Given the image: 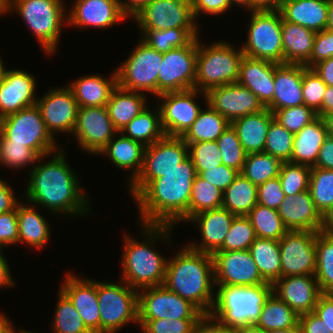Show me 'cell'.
I'll return each instance as SVG.
<instances>
[{"instance_id":"cell-55","label":"cell","mask_w":333,"mask_h":333,"mask_svg":"<svg viewBox=\"0 0 333 333\" xmlns=\"http://www.w3.org/2000/svg\"><path fill=\"white\" fill-rule=\"evenodd\" d=\"M188 156L191 158L197 175L207 168L222 164V156L217 141H204L187 144Z\"/></svg>"},{"instance_id":"cell-42","label":"cell","mask_w":333,"mask_h":333,"mask_svg":"<svg viewBox=\"0 0 333 333\" xmlns=\"http://www.w3.org/2000/svg\"><path fill=\"white\" fill-rule=\"evenodd\" d=\"M299 315L274 293L264 303L256 326L264 331L299 328Z\"/></svg>"},{"instance_id":"cell-35","label":"cell","mask_w":333,"mask_h":333,"mask_svg":"<svg viewBox=\"0 0 333 333\" xmlns=\"http://www.w3.org/2000/svg\"><path fill=\"white\" fill-rule=\"evenodd\" d=\"M316 32L282 19L284 64L305 65L313 49Z\"/></svg>"},{"instance_id":"cell-53","label":"cell","mask_w":333,"mask_h":333,"mask_svg":"<svg viewBox=\"0 0 333 333\" xmlns=\"http://www.w3.org/2000/svg\"><path fill=\"white\" fill-rule=\"evenodd\" d=\"M254 228L247 216H236L217 251L247 250L256 239Z\"/></svg>"},{"instance_id":"cell-40","label":"cell","mask_w":333,"mask_h":333,"mask_svg":"<svg viewBox=\"0 0 333 333\" xmlns=\"http://www.w3.org/2000/svg\"><path fill=\"white\" fill-rule=\"evenodd\" d=\"M205 110L201 109L197 119L182 136L186 144L217 141L219 136L231 124L224 116H221L208 103Z\"/></svg>"},{"instance_id":"cell-64","label":"cell","mask_w":333,"mask_h":333,"mask_svg":"<svg viewBox=\"0 0 333 333\" xmlns=\"http://www.w3.org/2000/svg\"><path fill=\"white\" fill-rule=\"evenodd\" d=\"M193 333H234V329L222 324L210 314H204L196 323Z\"/></svg>"},{"instance_id":"cell-77","label":"cell","mask_w":333,"mask_h":333,"mask_svg":"<svg viewBox=\"0 0 333 333\" xmlns=\"http://www.w3.org/2000/svg\"><path fill=\"white\" fill-rule=\"evenodd\" d=\"M321 118L325 124L328 136L333 137V111L324 114Z\"/></svg>"},{"instance_id":"cell-10","label":"cell","mask_w":333,"mask_h":333,"mask_svg":"<svg viewBox=\"0 0 333 333\" xmlns=\"http://www.w3.org/2000/svg\"><path fill=\"white\" fill-rule=\"evenodd\" d=\"M0 132L12 143L25 144L40 157L49 156L58 149L37 105L0 119Z\"/></svg>"},{"instance_id":"cell-57","label":"cell","mask_w":333,"mask_h":333,"mask_svg":"<svg viewBox=\"0 0 333 333\" xmlns=\"http://www.w3.org/2000/svg\"><path fill=\"white\" fill-rule=\"evenodd\" d=\"M327 85L321 80L313 68L306 67L302 73V96L304 105L316 114L320 112Z\"/></svg>"},{"instance_id":"cell-24","label":"cell","mask_w":333,"mask_h":333,"mask_svg":"<svg viewBox=\"0 0 333 333\" xmlns=\"http://www.w3.org/2000/svg\"><path fill=\"white\" fill-rule=\"evenodd\" d=\"M69 12L67 23L81 29H105L128 18L123 13L119 0H76Z\"/></svg>"},{"instance_id":"cell-19","label":"cell","mask_w":333,"mask_h":333,"mask_svg":"<svg viewBox=\"0 0 333 333\" xmlns=\"http://www.w3.org/2000/svg\"><path fill=\"white\" fill-rule=\"evenodd\" d=\"M117 133L107 106L79 107L72 134L83 150L89 154H99Z\"/></svg>"},{"instance_id":"cell-22","label":"cell","mask_w":333,"mask_h":333,"mask_svg":"<svg viewBox=\"0 0 333 333\" xmlns=\"http://www.w3.org/2000/svg\"><path fill=\"white\" fill-rule=\"evenodd\" d=\"M272 293L298 315L314 312L322 291L314 275L281 277L272 284Z\"/></svg>"},{"instance_id":"cell-16","label":"cell","mask_w":333,"mask_h":333,"mask_svg":"<svg viewBox=\"0 0 333 333\" xmlns=\"http://www.w3.org/2000/svg\"><path fill=\"white\" fill-rule=\"evenodd\" d=\"M133 18L140 29L198 28L191 0H151Z\"/></svg>"},{"instance_id":"cell-43","label":"cell","mask_w":333,"mask_h":333,"mask_svg":"<svg viewBox=\"0 0 333 333\" xmlns=\"http://www.w3.org/2000/svg\"><path fill=\"white\" fill-rule=\"evenodd\" d=\"M142 41L150 48L160 53H166L174 48L187 46L198 37V28H170L166 30L140 29Z\"/></svg>"},{"instance_id":"cell-2","label":"cell","mask_w":333,"mask_h":333,"mask_svg":"<svg viewBox=\"0 0 333 333\" xmlns=\"http://www.w3.org/2000/svg\"><path fill=\"white\" fill-rule=\"evenodd\" d=\"M62 150L55 151L54 158L49 162L33 165L25 191L26 200L32 206L47 208L51 213L83 216L89 213V199L79 186V178L67 164Z\"/></svg>"},{"instance_id":"cell-26","label":"cell","mask_w":333,"mask_h":333,"mask_svg":"<svg viewBox=\"0 0 333 333\" xmlns=\"http://www.w3.org/2000/svg\"><path fill=\"white\" fill-rule=\"evenodd\" d=\"M236 215L220 207L207 210L189 218L199 227L201 243H191L187 246L195 251L213 254L222 245Z\"/></svg>"},{"instance_id":"cell-65","label":"cell","mask_w":333,"mask_h":333,"mask_svg":"<svg viewBox=\"0 0 333 333\" xmlns=\"http://www.w3.org/2000/svg\"><path fill=\"white\" fill-rule=\"evenodd\" d=\"M301 333H331L321 318L314 312L299 315Z\"/></svg>"},{"instance_id":"cell-36","label":"cell","mask_w":333,"mask_h":333,"mask_svg":"<svg viewBox=\"0 0 333 333\" xmlns=\"http://www.w3.org/2000/svg\"><path fill=\"white\" fill-rule=\"evenodd\" d=\"M145 96L144 93L126 90L118 85L113 89L106 106L118 132L147 107Z\"/></svg>"},{"instance_id":"cell-62","label":"cell","mask_w":333,"mask_h":333,"mask_svg":"<svg viewBox=\"0 0 333 333\" xmlns=\"http://www.w3.org/2000/svg\"><path fill=\"white\" fill-rule=\"evenodd\" d=\"M18 243L17 207L0 214V245H15Z\"/></svg>"},{"instance_id":"cell-68","label":"cell","mask_w":333,"mask_h":333,"mask_svg":"<svg viewBox=\"0 0 333 333\" xmlns=\"http://www.w3.org/2000/svg\"><path fill=\"white\" fill-rule=\"evenodd\" d=\"M8 183L0 179V214L14 210L20 203L14 193L12 187Z\"/></svg>"},{"instance_id":"cell-1","label":"cell","mask_w":333,"mask_h":333,"mask_svg":"<svg viewBox=\"0 0 333 333\" xmlns=\"http://www.w3.org/2000/svg\"><path fill=\"white\" fill-rule=\"evenodd\" d=\"M196 168L188 156L176 168L152 179L135 197L140 225H169L189 219V200Z\"/></svg>"},{"instance_id":"cell-15","label":"cell","mask_w":333,"mask_h":333,"mask_svg":"<svg viewBox=\"0 0 333 333\" xmlns=\"http://www.w3.org/2000/svg\"><path fill=\"white\" fill-rule=\"evenodd\" d=\"M316 233L307 230H288L279 240L281 277L315 275Z\"/></svg>"},{"instance_id":"cell-61","label":"cell","mask_w":333,"mask_h":333,"mask_svg":"<svg viewBox=\"0 0 333 333\" xmlns=\"http://www.w3.org/2000/svg\"><path fill=\"white\" fill-rule=\"evenodd\" d=\"M198 175L223 192L232 184L239 172L221 164L215 168H207V170L200 172Z\"/></svg>"},{"instance_id":"cell-51","label":"cell","mask_w":333,"mask_h":333,"mask_svg":"<svg viewBox=\"0 0 333 333\" xmlns=\"http://www.w3.org/2000/svg\"><path fill=\"white\" fill-rule=\"evenodd\" d=\"M46 156L40 157L25 144L12 143L0 132V163L9 169L24 168L36 164Z\"/></svg>"},{"instance_id":"cell-69","label":"cell","mask_w":333,"mask_h":333,"mask_svg":"<svg viewBox=\"0 0 333 333\" xmlns=\"http://www.w3.org/2000/svg\"><path fill=\"white\" fill-rule=\"evenodd\" d=\"M312 68L327 86H333V57L318 62Z\"/></svg>"},{"instance_id":"cell-59","label":"cell","mask_w":333,"mask_h":333,"mask_svg":"<svg viewBox=\"0 0 333 333\" xmlns=\"http://www.w3.org/2000/svg\"><path fill=\"white\" fill-rule=\"evenodd\" d=\"M284 198L285 194L282 190L279 177L267 180L258 186L257 204L277 210L284 201Z\"/></svg>"},{"instance_id":"cell-76","label":"cell","mask_w":333,"mask_h":333,"mask_svg":"<svg viewBox=\"0 0 333 333\" xmlns=\"http://www.w3.org/2000/svg\"><path fill=\"white\" fill-rule=\"evenodd\" d=\"M234 333H267L255 324L234 328Z\"/></svg>"},{"instance_id":"cell-23","label":"cell","mask_w":333,"mask_h":333,"mask_svg":"<svg viewBox=\"0 0 333 333\" xmlns=\"http://www.w3.org/2000/svg\"><path fill=\"white\" fill-rule=\"evenodd\" d=\"M60 290L70 299L86 327L92 333H100L97 280L81 279L70 272Z\"/></svg>"},{"instance_id":"cell-48","label":"cell","mask_w":333,"mask_h":333,"mask_svg":"<svg viewBox=\"0 0 333 333\" xmlns=\"http://www.w3.org/2000/svg\"><path fill=\"white\" fill-rule=\"evenodd\" d=\"M322 293L333 286V236L316 233L315 275Z\"/></svg>"},{"instance_id":"cell-29","label":"cell","mask_w":333,"mask_h":333,"mask_svg":"<svg viewBox=\"0 0 333 333\" xmlns=\"http://www.w3.org/2000/svg\"><path fill=\"white\" fill-rule=\"evenodd\" d=\"M305 68L301 64H280L275 69L273 101L267 107L272 113L304 104L302 73Z\"/></svg>"},{"instance_id":"cell-3","label":"cell","mask_w":333,"mask_h":333,"mask_svg":"<svg viewBox=\"0 0 333 333\" xmlns=\"http://www.w3.org/2000/svg\"><path fill=\"white\" fill-rule=\"evenodd\" d=\"M163 285L191 302L203 314H210L215 301L212 254L184 247L167 261Z\"/></svg>"},{"instance_id":"cell-14","label":"cell","mask_w":333,"mask_h":333,"mask_svg":"<svg viewBox=\"0 0 333 333\" xmlns=\"http://www.w3.org/2000/svg\"><path fill=\"white\" fill-rule=\"evenodd\" d=\"M197 38L187 46L163 53L158 74V96L166 92L194 89Z\"/></svg>"},{"instance_id":"cell-27","label":"cell","mask_w":333,"mask_h":333,"mask_svg":"<svg viewBox=\"0 0 333 333\" xmlns=\"http://www.w3.org/2000/svg\"><path fill=\"white\" fill-rule=\"evenodd\" d=\"M277 211L288 230L319 232L321 229L322 214L316 208L309 190L285 196Z\"/></svg>"},{"instance_id":"cell-34","label":"cell","mask_w":333,"mask_h":333,"mask_svg":"<svg viewBox=\"0 0 333 333\" xmlns=\"http://www.w3.org/2000/svg\"><path fill=\"white\" fill-rule=\"evenodd\" d=\"M119 135L116 140V137H113L99 154L108 155L116 167L131 169L129 184H132L142 171L145 146L120 132Z\"/></svg>"},{"instance_id":"cell-20","label":"cell","mask_w":333,"mask_h":333,"mask_svg":"<svg viewBox=\"0 0 333 333\" xmlns=\"http://www.w3.org/2000/svg\"><path fill=\"white\" fill-rule=\"evenodd\" d=\"M47 91L41 99H37L36 105L48 132L53 138L57 132L69 133L71 136L79 109L73 92L68 85Z\"/></svg>"},{"instance_id":"cell-41","label":"cell","mask_w":333,"mask_h":333,"mask_svg":"<svg viewBox=\"0 0 333 333\" xmlns=\"http://www.w3.org/2000/svg\"><path fill=\"white\" fill-rule=\"evenodd\" d=\"M258 186L242 174L223 191L222 207L236 216H247L257 204Z\"/></svg>"},{"instance_id":"cell-12","label":"cell","mask_w":333,"mask_h":333,"mask_svg":"<svg viewBox=\"0 0 333 333\" xmlns=\"http://www.w3.org/2000/svg\"><path fill=\"white\" fill-rule=\"evenodd\" d=\"M188 157V145L182 137L165 135L160 140L145 147L144 164L140 175L129 185L135 197L152 179L179 166Z\"/></svg>"},{"instance_id":"cell-47","label":"cell","mask_w":333,"mask_h":333,"mask_svg":"<svg viewBox=\"0 0 333 333\" xmlns=\"http://www.w3.org/2000/svg\"><path fill=\"white\" fill-rule=\"evenodd\" d=\"M58 293L52 331L54 333H92L84 324L70 299L61 290Z\"/></svg>"},{"instance_id":"cell-72","label":"cell","mask_w":333,"mask_h":333,"mask_svg":"<svg viewBox=\"0 0 333 333\" xmlns=\"http://www.w3.org/2000/svg\"><path fill=\"white\" fill-rule=\"evenodd\" d=\"M285 0H252V10H279Z\"/></svg>"},{"instance_id":"cell-39","label":"cell","mask_w":333,"mask_h":333,"mask_svg":"<svg viewBox=\"0 0 333 333\" xmlns=\"http://www.w3.org/2000/svg\"><path fill=\"white\" fill-rule=\"evenodd\" d=\"M249 251L262 278L270 284L281 278L279 241L257 237Z\"/></svg>"},{"instance_id":"cell-45","label":"cell","mask_w":333,"mask_h":333,"mask_svg":"<svg viewBox=\"0 0 333 333\" xmlns=\"http://www.w3.org/2000/svg\"><path fill=\"white\" fill-rule=\"evenodd\" d=\"M247 217L251 221L256 237L279 241L288 231L276 209L256 204Z\"/></svg>"},{"instance_id":"cell-78","label":"cell","mask_w":333,"mask_h":333,"mask_svg":"<svg viewBox=\"0 0 333 333\" xmlns=\"http://www.w3.org/2000/svg\"><path fill=\"white\" fill-rule=\"evenodd\" d=\"M325 29L333 32V0H328L327 24Z\"/></svg>"},{"instance_id":"cell-17","label":"cell","mask_w":333,"mask_h":333,"mask_svg":"<svg viewBox=\"0 0 333 333\" xmlns=\"http://www.w3.org/2000/svg\"><path fill=\"white\" fill-rule=\"evenodd\" d=\"M212 257L215 285L256 286L267 283L249 249L215 251Z\"/></svg>"},{"instance_id":"cell-25","label":"cell","mask_w":333,"mask_h":333,"mask_svg":"<svg viewBox=\"0 0 333 333\" xmlns=\"http://www.w3.org/2000/svg\"><path fill=\"white\" fill-rule=\"evenodd\" d=\"M36 78L20 69L7 70L0 85V119L36 105Z\"/></svg>"},{"instance_id":"cell-8","label":"cell","mask_w":333,"mask_h":333,"mask_svg":"<svg viewBox=\"0 0 333 333\" xmlns=\"http://www.w3.org/2000/svg\"><path fill=\"white\" fill-rule=\"evenodd\" d=\"M247 41L241 46L244 56L284 64L282 16L279 10H250Z\"/></svg>"},{"instance_id":"cell-66","label":"cell","mask_w":333,"mask_h":333,"mask_svg":"<svg viewBox=\"0 0 333 333\" xmlns=\"http://www.w3.org/2000/svg\"><path fill=\"white\" fill-rule=\"evenodd\" d=\"M311 168L333 170V137H326L320 148L316 163Z\"/></svg>"},{"instance_id":"cell-70","label":"cell","mask_w":333,"mask_h":333,"mask_svg":"<svg viewBox=\"0 0 333 333\" xmlns=\"http://www.w3.org/2000/svg\"><path fill=\"white\" fill-rule=\"evenodd\" d=\"M151 0H119L120 7L127 17H134Z\"/></svg>"},{"instance_id":"cell-30","label":"cell","mask_w":333,"mask_h":333,"mask_svg":"<svg viewBox=\"0 0 333 333\" xmlns=\"http://www.w3.org/2000/svg\"><path fill=\"white\" fill-rule=\"evenodd\" d=\"M328 0H285L279 12L282 19L314 32L325 30Z\"/></svg>"},{"instance_id":"cell-54","label":"cell","mask_w":333,"mask_h":333,"mask_svg":"<svg viewBox=\"0 0 333 333\" xmlns=\"http://www.w3.org/2000/svg\"><path fill=\"white\" fill-rule=\"evenodd\" d=\"M311 167L283 162L279 179L285 196H294L309 189Z\"/></svg>"},{"instance_id":"cell-6","label":"cell","mask_w":333,"mask_h":333,"mask_svg":"<svg viewBox=\"0 0 333 333\" xmlns=\"http://www.w3.org/2000/svg\"><path fill=\"white\" fill-rule=\"evenodd\" d=\"M243 56L241 48L237 50L226 41L203 46L197 37L194 89L206 93L213 87L237 83Z\"/></svg>"},{"instance_id":"cell-50","label":"cell","mask_w":333,"mask_h":333,"mask_svg":"<svg viewBox=\"0 0 333 333\" xmlns=\"http://www.w3.org/2000/svg\"><path fill=\"white\" fill-rule=\"evenodd\" d=\"M293 141L294 134L273 119L266 135L264 152L279 158L282 162H291Z\"/></svg>"},{"instance_id":"cell-28","label":"cell","mask_w":333,"mask_h":333,"mask_svg":"<svg viewBox=\"0 0 333 333\" xmlns=\"http://www.w3.org/2000/svg\"><path fill=\"white\" fill-rule=\"evenodd\" d=\"M280 64L243 56L237 83L248 88L267 108L273 101L274 74Z\"/></svg>"},{"instance_id":"cell-80","label":"cell","mask_w":333,"mask_h":333,"mask_svg":"<svg viewBox=\"0 0 333 333\" xmlns=\"http://www.w3.org/2000/svg\"><path fill=\"white\" fill-rule=\"evenodd\" d=\"M267 333H301L299 328L277 329L267 331Z\"/></svg>"},{"instance_id":"cell-56","label":"cell","mask_w":333,"mask_h":333,"mask_svg":"<svg viewBox=\"0 0 333 333\" xmlns=\"http://www.w3.org/2000/svg\"><path fill=\"white\" fill-rule=\"evenodd\" d=\"M273 114L274 119L293 134L317 118L316 112L304 104L276 110Z\"/></svg>"},{"instance_id":"cell-49","label":"cell","mask_w":333,"mask_h":333,"mask_svg":"<svg viewBox=\"0 0 333 333\" xmlns=\"http://www.w3.org/2000/svg\"><path fill=\"white\" fill-rule=\"evenodd\" d=\"M308 190L316 208L323 215L333 206V170L312 168Z\"/></svg>"},{"instance_id":"cell-46","label":"cell","mask_w":333,"mask_h":333,"mask_svg":"<svg viewBox=\"0 0 333 333\" xmlns=\"http://www.w3.org/2000/svg\"><path fill=\"white\" fill-rule=\"evenodd\" d=\"M222 204L223 192L197 175L191 189L189 218L207 210L220 208Z\"/></svg>"},{"instance_id":"cell-13","label":"cell","mask_w":333,"mask_h":333,"mask_svg":"<svg viewBox=\"0 0 333 333\" xmlns=\"http://www.w3.org/2000/svg\"><path fill=\"white\" fill-rule=\"evenodd\" d=\"M140 290H138V320L200 319L204 315L195 305L171 292L164 285Z\"/></svg>"},{"instance_id":"cell-4","label":"cell","mask_w":333,"mask_h":333,"mask_svg":"<svg viewBox=\"0 0 333 333\" xmlns=\"http://www.w3.org/2000/svg\"><path fill=\"white\" fill-rule=\"evenodd\" d=\"M142 228L143 235L149 238L144 242L140 243L130 235L124 234V253L121 261L122 281L136 290L163 285L168 260L158 254L152 244L160 236L170 241V232L173 230V226L169 225L143 224Z\"/></svg>"},{"instance_id":"cell-33","label":"cell","mask_w":333,"mask_h":333,"mask_svg":"<svg viewBox=\"0 0 333 333\" xmlns=\"http://www.w3.org/2000/svg\"><path fill=\"white\" fill-rule=\"evenodd\" d=\"M327 136V130L321 117H317L304 126L294 134L291 163L313 167Z\"/></svg>"},{"instance_id":"cell-18","label":"cell","mask_w":333,"mask_h":333,"mask_svg":"<svg viewBox=\"0 0 333 333\" xmlns=\"http://www.w3.org/2000/svg\"><path fill=\"white\" fill-rule=\"evenodd\" d=\"M200 93L206 94L197 89H189L157 96L163 99L159 109L165 135L182 137L192 126L201 111V107L195 102L196 96Z\"/></svg>"},{"instance_id":"cell-75","label":"cell","mask_w":333,"mask_h":333,"mask_svg":"<svg viewBox=\"0 0 333 333\" xmlns=\"http://www.w3.org/2000/svg\"><path fill=\"white\" fill-rule=\"evenodd\" d=\"M0 333H15V330L13 326H11L9 319L2 312L0 313Z\"/></svg>"},{"instance_id":"cell-63","label":"cell","mask_w":333,"mask_h":333,"mask_svg":"<svg viewBox=\"0 0 333 333\" xmlns=\"http://www.w3.org/2000/svg\"><path fill=\"white\" fill-rule=\"evenodd\" d=\"M192 11L195 17L201 13L220 15L231 8L230 0H191Z\"/></svg>"},{"instance_id":"cell-52","label":"cell","mask_w":333,"mask_h":333,"mask_svg":"<svg viewBox=\"0 0 333 333\" xmlns=\"http://www.w3.org/2000/svg\"><path fill=\"white\" fill-rule=\"evenodd\" d=\"M217 144L222 156V164L237 170L243 169L247 153L238 139L236 130L230 124L217 139Z\"/></svg>"},{"instance_id":"cell-67","label":"cell","mask_w":333,"mask_h":333,"mask_svg":"<svg viewBox=\"0 0 333 333\" xmlns=\"http://www.w3.org/2000/svg\"><path fill=\"white\" fill-rule=\"evenodd\" d=\"M314 313L321 318L326 327L333 333V303L323 294L318 299Z\"/></svg>"},{"instance_id":"cell-31","label":"cell","mask_w":333,"mask_h":333,"mask_svg":"<svg viewBox=\"0 0 333 333\" xmlns=\"http://www.w3.org/2000/svg\"><path fill=\"white\" fill-rule=\"evenodd\" d=\"M273 119L274 114L265 108L259 113L242 116L231 123L247 154L264 152L266 135Z\"/></svg>"},{"instance_id":"cell-79","label":"cell","mask_w":333,"mask_h":333,"mask_svg":"<svg viewBox=\"0 0 333 333\" xmlns=\"http://www.w3.org/2000/svg\"><path fill=\"white\" fill-rule=\"evenodd\" d=\"M231 4H238L248 9L249 11L252 10V0H230Z\"/></svg>"},{"instance_id":"cell-9","label":"cell","mask_w":333,"mask_h":333,"mask_svg":"<svg viewBox=\"0 0 333 333\" xmlns=\"http://www.w3.org/2000/svg\"><path fill=\"white\" fill-rule=\"evenodd\" d=\"M124 284L97 281L100 333H116L124 325H138V290Z\"/></svg>"},{"instance_id":"cell-21","label":"cell","mask_w":333,"mask_h":333,"mask_svg":"<svg viewBox=\"0 0 333 333\" xmlns=\"http://www.w3.org/2000/svg\"><path fill=\"white\" fill-rule=\"evenodd\" d=\"M203 96L206 103L230 123L242 116L259 113L265 109L258 97L239 83L213 87Z\"/></svg>"},{"instance_id":"cell-73","label":"cell","mask_w":333,"mask_h":333,"mask_svg":"<svg viewBox=\"0 0 333 333\" xmlns=\"http://www.w3.org/2000/svg\"><path fill=\"white\" fill-rule=\"evenodd\" d=\"M323 95L320 112L317 117H322L324 114L333 111V86H327Z\"/></svg>"},{"instance_id":"cell-7","label":"cell","mask_w":333,"mask_h":333,"mask_svg":"<svg viewBox=\"0 0 333 333\" xmlns=\"http://www.w3.org/2000/svg\"><path fill=\"white\" fill-rule=\"evenodd\" d=\"M13 10L21 15L46 54L57 50L62 25L67 22L63 0H7L6 13Z\"/></svg>"},{"instance_id":"cell-44","label":"cell","mask_w":333,"mask_h":333,"mask_svg":"<svg viewBox=\"0 0 333 333\" xmlns=\"http://www.w3.org/2000/svg\"><path fill=\"white\" fill-rule=\"evenodd\" d=\"M282 161L265 152L249 153L240 172L251 183L259 186L279 176Z\"/></svg>"},{"instance_id":"cell-74","label":"cell","mask_w":333,"mask_h":333,"mask_svg":"<svg viewBox=\"0 0 333 333\" xmlns=\"http://www.w3.org/2000/svg\"><path fill=\"white\" fill-rule=\"evenodd\" d=\"M320 231L326 235L333 236V206L322 215Z\"/></svg>"},{"instance_id":"cell-71","label":"cell","mask_w":333,"mask_h":333,"mask_svg":"<svg viewBox=\"0 0 333 333\" xmlns=\"http://www.w3.org/2000/svg\"><path fill=\"white\" fill-rule=\"evenodd\" d=\"M9 268L10 266L8 265V262L2 255L0 257V287H11V285L14 286L16 284L11 277V272Z\"/></svg>"},{"instance_id":"cell-38","label":"cell","mask_w":333,"mask_h":333,"mask_svg":"<svg viewBox=\"0 0 333 333\" xmlns=\"http://www.w3.org/2000/svg\"><path fill=\"white\" fill-rule=\"evenodd\" d=\"M125 132V133H124ZM126 137L150 146L165 136L159 106L154 111L145 107L134 119H132L120 131ZM126 133H128L126 135Z\"/></svg>"},{"instance_id":"cell-37","label":"cell","mask_w":333,"mask_h":333,"mask_svg":"<svg viewBox=\"0 0 333 333\" xmlns=\"http://www.w3.org/2000/svg\"><path fill=\"white\" fill-rule=\"evenodd\" d=\"M35 210L25 203L17 205L18 242L42 249L50 239V227L46 219Z\"/></svg>"},{"instance_id":"cell-58","label":"cell","mask_w":333,"mask_h":333,"mask_svg":"<svg viewBox=\"0 0 333 333\" xmlns=\"http://www.w3.org/2000/svg\"><path fill=\"white\" fill-rule=\"evenodd\" d=\"M199 319L138 320L144 333H193Z\"/></svg>"},{"instance_id":"cell-11","label":"cell","mask_w":333,"mask_h":333,"mask_svg":"<svg viewBox=\"0 0 333 333\" xmlns=\"http://www.w3.org/2000/svg\"><path fill=\"white\" fill-rule=\"evenodd\" d=\"M163 53L150 48L142 40L129 57L118 67L117 85L134 92H150L158 96V74Z\"/></svg>"},{"instance_id":"cell-32","label":"cell","mask_w":333,"mask_h":333,"mask_svg":"<svg viewBox=\"0 0 333 333\" xmlns=\"http://www.w3.org/2000/svg\"><path fill=\"white\" fill-rule=\"evenodd\" d=\"M111 77L105 79L102 75L83 76L69 84L79 107L106 106L111 92L117 86L116 70Z\"/></svg>"},{"instance_id":"cell-5","label":"cell","mask_w":333,"mask_h":333,"mask_svg":"<svg viewBox=\"0 0 333 333\" xmlns=\"http://www.w3.org/2000/svg\"><path fill=\"white\" fill-rule=\"evenodd\" d=\"M215 301L210 315L222 324L237 328L256 324L272 284L256 286L215 285Z\"/></svg>"},{"instance_id":"cell-60","label":"cell","mask_w":333,"mask_h":333,"mask_svg":"<svg viewBox=\"0 0 333 333\" xmlns=\"http://www.w3.org/2000/svg\"><path fill=\"white\" fill-rule=\"evenodd\" d=\"M331 57H333V32L327 29L316 32L310 60L305 66L312 68L318 62Z\"/></svg>"}]
</instances>
